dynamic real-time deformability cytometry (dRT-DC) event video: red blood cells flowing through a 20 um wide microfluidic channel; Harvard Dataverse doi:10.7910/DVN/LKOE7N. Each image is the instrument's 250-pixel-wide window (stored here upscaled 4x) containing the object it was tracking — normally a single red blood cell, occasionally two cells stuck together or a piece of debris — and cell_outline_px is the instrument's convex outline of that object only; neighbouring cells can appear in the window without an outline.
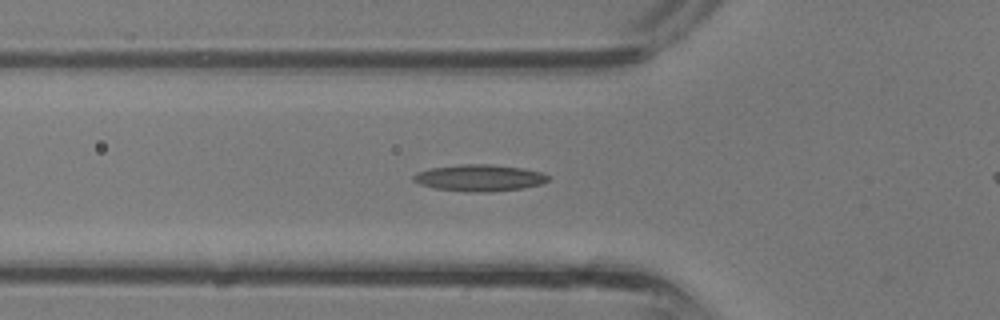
{"species": "common noctule bat (a hibernating species)", "species_latin": "Nyctalus noctula", "temperature_condition": "room temperature", "stored_images_in_passage": 32, "camera_frame_rate_fps": 3000, "um_per_image_px": 0.085, "animal": {"sex": "male", "body_mass_g": 13.3}, "frame": {"image": 1, "passage_image": 12, "time_ms": 3.667, "image_size_px": [1000, 320], "cell_outline_px": [[548, 180], [544, 184], [524, 188], [488, 192], [464, 192], [436, 188], [420, 184], [412, 180], [412, 176], [416, 172], [432, 168], [464, 164], [492, 164], [524, 168], [540, 172], [548, 176]], "centroid_in_image_um": [40.76, 15.12], "position_along_channel_um": 85.0, "area_um2": 20.98}}
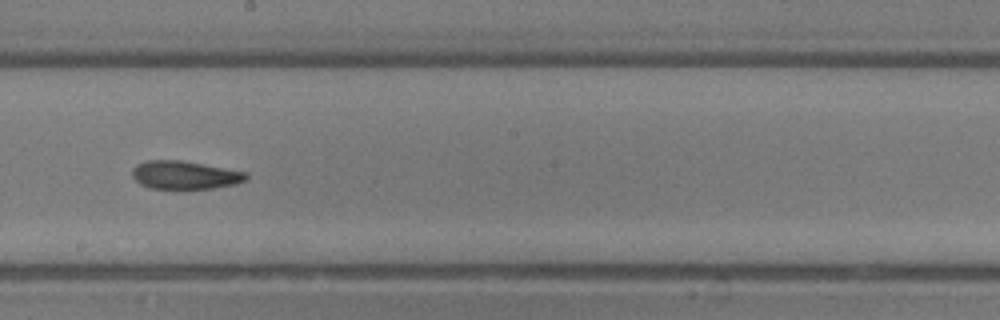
{"frame": {"image": 2, "passage_image": 20, "time_ms": 6.333, "image_size_px": [1000, 320], "cell_outline_px": [[248, 180], [236, 184], [212, 188], [152, 188], [140, 184], [132, 176], [132, 168], [136, 164], [148, 160], [180, 160], [248, 172]], "centroid_in_image_um": [15.73, 14.87], "position_along_channel_um": 232.5, "area_um2": 18.67}}
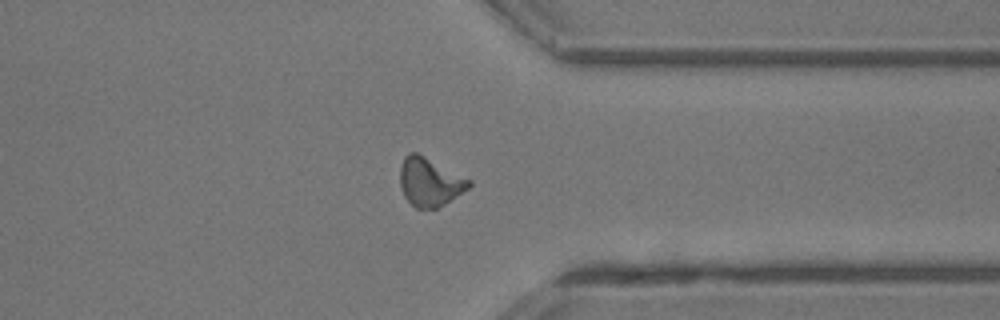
{"frame": {"image": 3, "passage_image": 28, "time_ms": 9.0, "image_size_px": [1000, 320], "cell_outline_px": [[472, 184], [468, 188], [444, 204], [436, 208], [416, 208], [404, 196], [400, 184], [400, 168], [404, 156], [408, 152], [416, 152], [472, 180]], "centroid_in_image_um": [36.51, 15.45], "position_along_channel_um": 374.9, "area_um2": 19.25}}